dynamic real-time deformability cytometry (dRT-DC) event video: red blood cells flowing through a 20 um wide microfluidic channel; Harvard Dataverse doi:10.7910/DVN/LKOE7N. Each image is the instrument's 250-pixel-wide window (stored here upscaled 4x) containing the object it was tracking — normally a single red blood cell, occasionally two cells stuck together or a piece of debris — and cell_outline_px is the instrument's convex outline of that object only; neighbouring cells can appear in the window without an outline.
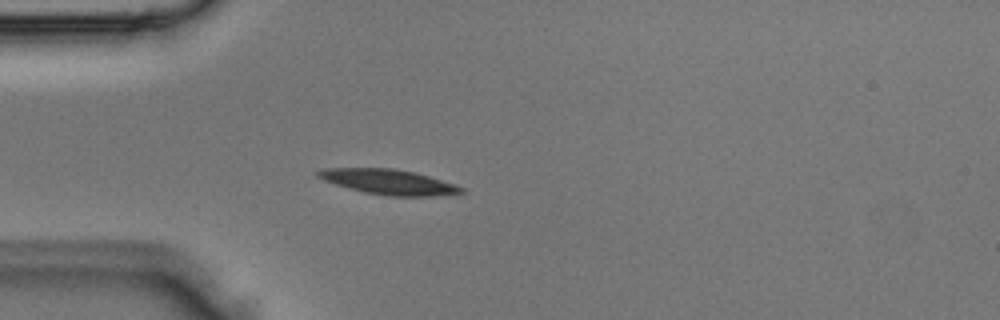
{"species": "Egyptian fruit bat (a non-hibernating species)", "species_latin": "Rousettus aegyptiacus", "temperature_condition": "room temperature", "stored_images_in_passage": 3, "camera_frame_rate_fps": 3000, "um_per_image_px": 0.085, "animal": {"sex": "male"}, "frame": {"image": 1, "passage_image": 3, "time_ms": 0.667, "image_size_px": [1000, 320], "cell_outline_px": [[464, 192], [432, 196], [392, 196], [364, 192], [348, 188], [324, 180], [316, 176], [316, 172], [320, 168], [392, 168], [416, 172], [456, 184], [464, 188]], "centroid_in_image_um": [33.03, 15.45], "position_along_channel_um": 52.0, "area_um2": 20.92}}